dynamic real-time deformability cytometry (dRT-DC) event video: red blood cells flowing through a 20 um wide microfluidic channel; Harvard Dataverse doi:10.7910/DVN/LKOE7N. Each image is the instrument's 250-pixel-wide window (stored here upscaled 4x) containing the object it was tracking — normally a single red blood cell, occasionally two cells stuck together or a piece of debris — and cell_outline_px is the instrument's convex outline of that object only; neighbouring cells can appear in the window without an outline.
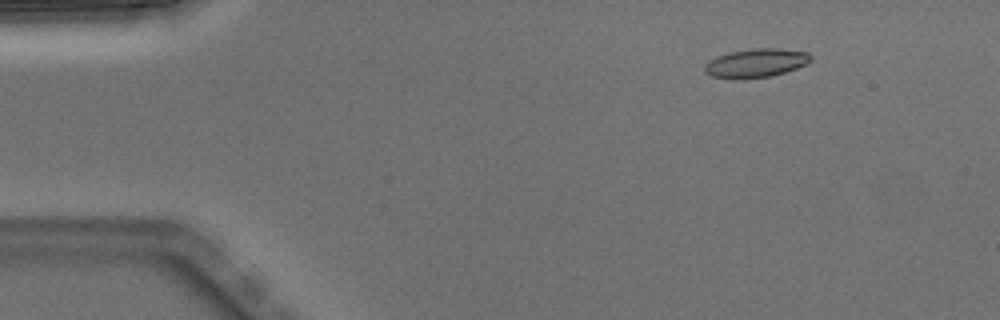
{"species": "Egyptian fruit bat (a non-hibernating species)", "species_latin": "Rousettus aegyptiacus", "temperature_condition": "warm", "stored_images_in_passage": 4, "camera_frame_rate_fps": 3000, "um_per_image_px": 0.085, "animal": {"sex": "male"}, "frame": {"image": 1, "passage_image": 2, "time_ms": 0.333, "image_size_px": [1000, 320], "cell_outline_px": [[812, 60], [808, 64], [784, 72], [768, 76], [744, 80], [732, 80], [712, 76], [704, 72], [704, 64], [708, 60], [716, 56], [728, 52], [752, 48], [780, 48], [808, 52], [812, 56]], "centroid_in_image_um": [64.22, 5.36], "position_along_channel_um": 20.8, "area_um2": 18.26}}